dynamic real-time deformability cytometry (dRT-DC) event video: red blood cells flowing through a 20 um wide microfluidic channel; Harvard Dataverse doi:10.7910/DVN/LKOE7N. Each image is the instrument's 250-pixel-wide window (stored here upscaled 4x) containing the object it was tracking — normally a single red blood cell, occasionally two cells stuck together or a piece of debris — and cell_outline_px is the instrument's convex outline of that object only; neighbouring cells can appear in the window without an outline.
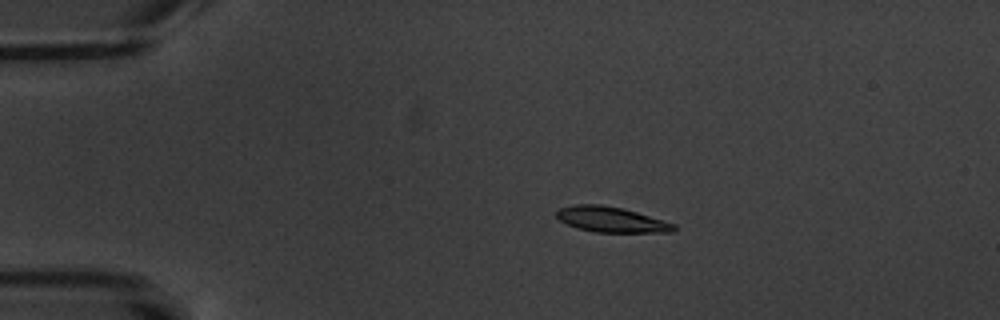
{"species": "common noctule bat (a hibernating species)", "species_latin": "Nyctalus noctula", "temperature_condition": "warm", "stored_images_in_passage": 6, "camera_frame_rate_fps": 3000, "um_per_image_px": 0.085, "animal": {"sex": "male", "body_mass_g": 20.1, "forearm_length_mm": 53.5}, "frame": {"image": 1, "passage_image": 3, "time_ms": 2.333, "image_size_px": [1000, 320], "cell_outline_px": [[676, 228], [672, 232], [596, 232], [576, 228], [560, 220], [556, 216], [556, 212], [560, 208], [576, 204], [600, 204], [624, 208], [676, 224]], "centroid_in_image_um": [51.96, 18.65], "position_along_channel_um": 33.0, "area_um2": 17.34}}
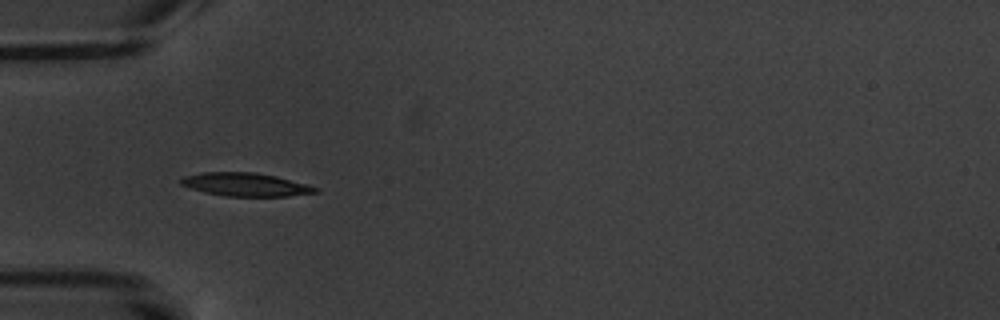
{"frame": {"image": 2, "passage_image": 5, "time_ms": 4.667, "image_size_px": [1000, 320], "cell_outline_px": [[320, 192], [288, 196], [224, 196], [204, 192], [180, 184], [180, 180], [184, 176], [204, 172], [256, 172], [276, 176], [308, 184], [320, 188]], "centroid_in_image_um": [20.92, 15.68], "position_along_channel_um": 64.1, "area_um2": 18.32}}